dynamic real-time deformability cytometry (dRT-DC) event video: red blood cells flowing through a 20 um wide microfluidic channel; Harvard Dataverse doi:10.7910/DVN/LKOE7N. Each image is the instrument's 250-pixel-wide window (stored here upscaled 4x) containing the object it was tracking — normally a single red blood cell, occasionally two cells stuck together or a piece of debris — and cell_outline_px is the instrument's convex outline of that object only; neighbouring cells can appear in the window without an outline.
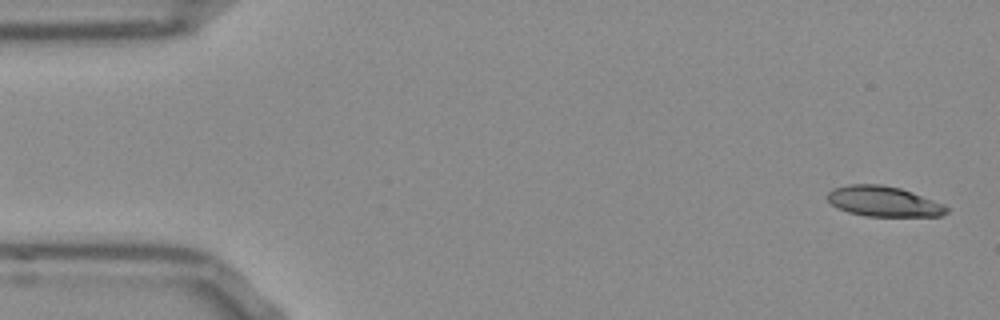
{"species": "Egyptian fruit bat (a non-hibernating species)", "species_latin": "Rousettus aegyptiacus", "temperature_condition": "room temperature", "stored_images_in_passage": 52, "camera_frame_rate_fps": 3000, "um_per_image_px": 0.085, "frame": {"image": 1, "passage_image": 1, "time_ms": 0.0, "image_size_px": [1000, 320], "cell_outline_px": [[948, 212], [940, 216], [864, 216], [848, 212], [836, 208], [828, 200], [828, 192], [832, 188], [848, 184], [880, 184], [900, 188], [912, 192], [944, 204], [948, 208]], "centroid_in_image_um": [75.08, 17.12], "position_along_channel_um": 9.9, "area_um2": 21.1}}
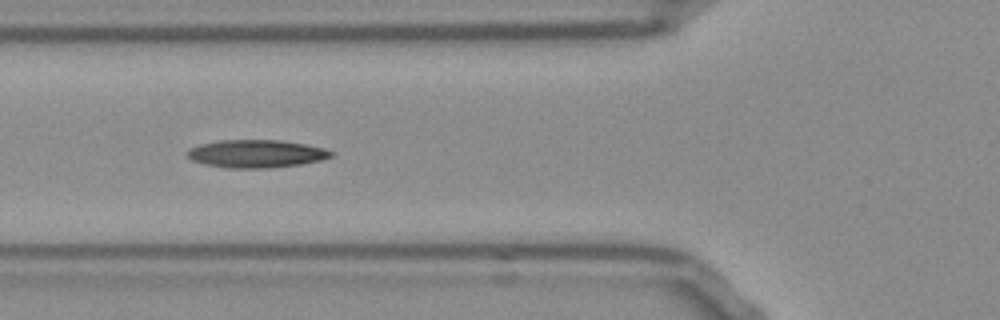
{"frame": {"image": 2, "passage_image": 18, "time_ms": 5.667, "image_size_px": [1000, 320], "cell_outline_px": [[332, 156], [320, 160], [300, 164], [268, 168], [232, 168], [208, 164], [192, 160], [184, 152], [188, 148], [200, 144], [220, 140], [280, 140], [304, 144], [324, 148], [332, 152]], "centroid_in_image_um": [21.75, 13.06], "position_along_channel_um": 104.1, "area_um2": 23.12}}
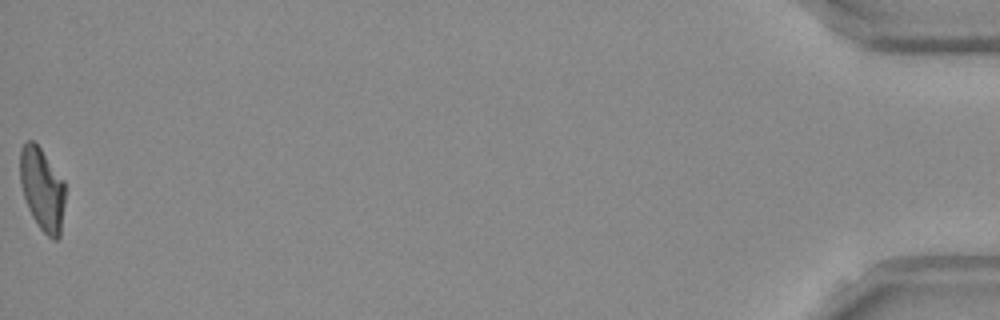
{"frame": {"image": 3, "passage_image": 52, "time_ms": 17.0, "image_size_px": [1000, 320], "cell_outline_px": [[64, 204], [60, 236], [56, 240], [52, 240], [40, 228], [32, 216], [28, 208], [20, 184], [20, 148], [28, 140], [32, 140], [40, 148], [64, 180]], "centroid_in_image_um": [3.58, 16.08], "position_along_channel_um": 431.6, "area_um2": 21.62}, "authors_computed_cell_mechanics": {"area_um2": 22.0796, "velocity_mm_per_s": 3.8161, "shape_relaxation_time_tau1_ms": null, "shape_relaxation_time_tau2_ms": 5.6373, "deformation_change_tau1": null, "deformation_change_tau2": 0.1498}}